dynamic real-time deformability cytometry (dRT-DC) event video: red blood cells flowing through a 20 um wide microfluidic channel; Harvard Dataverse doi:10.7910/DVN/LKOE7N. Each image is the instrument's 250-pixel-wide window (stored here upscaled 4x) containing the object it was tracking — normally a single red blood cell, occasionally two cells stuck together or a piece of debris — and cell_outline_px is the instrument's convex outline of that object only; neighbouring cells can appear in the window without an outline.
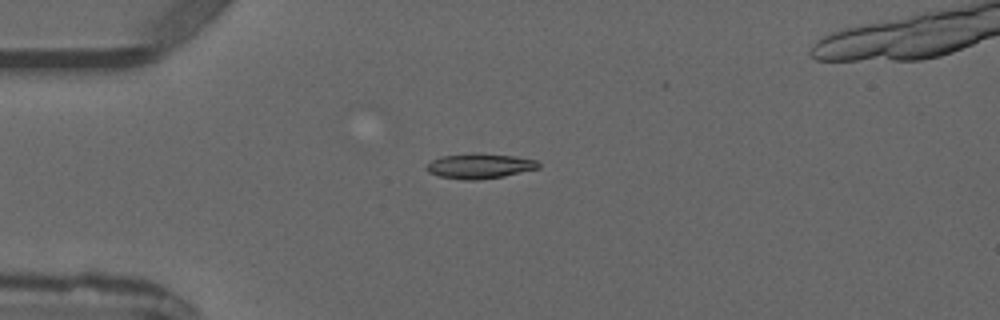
{"species": "common noctule bat (a hibernating species)", "species_latin": "Nyctalus noctula", "temperature_condition": "warm", "stored_images_in_passage": 5, "camera_frame_rate_fps": 3000, "um_per_image_px": 0.085, "animal": {"sex": "male", "forearm_length_mm": 52.5}, "frame": {"image": 1, "passage_image": 4, "time_ms": 3.667, "image_size_px": [1000, 320], "cell_outline_px": [[540, 168], [504, 176], [476, 180], [464, 180], [440, 176], [428, 172], [424, 168], [432, 160], [440, 156], [472, 152], [480, 152], [516, 156], [536, 160], [540, 164]], "centroid_in_image_um": [40.77, 14.09], "position_along_channel_um": 44.2, "area_um2": 16.65}}